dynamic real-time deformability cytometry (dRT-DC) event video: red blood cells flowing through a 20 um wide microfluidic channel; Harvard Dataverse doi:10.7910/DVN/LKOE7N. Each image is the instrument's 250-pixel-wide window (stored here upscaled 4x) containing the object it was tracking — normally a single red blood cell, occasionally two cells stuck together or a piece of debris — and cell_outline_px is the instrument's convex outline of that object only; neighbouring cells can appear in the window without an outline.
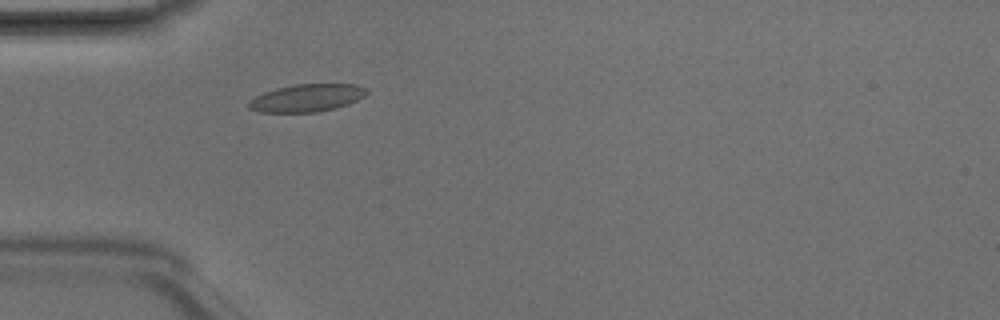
{"species": "Egyptian fruit bat (a non-hibernating species)", "species_latin": "Rousettus aegyptiacus", "temperature_condition": "room temperature", "stored_images_in_passage": 3, "camera_frame_rate_fps": 3000, "um_per_image_px": 0.085, "animal": {"sex": "male"}, "frame": {"image": 1, "passage_image": 3, "time_ms": 0.667, "image_size_px": [1000, 320], "cell_outline_px": [[368, 92], [364, 96], [348, 104], [336, 108], [316, 112], [260, 112], [248, 108], [248, 100], [264, 92], [276, 88], [296, 84], [356, 84], [364, 88]], "centroid_in_image_um": [26.05, 8.32], "position_along_channel_um": 58.9, "area_um2": 18.9}}